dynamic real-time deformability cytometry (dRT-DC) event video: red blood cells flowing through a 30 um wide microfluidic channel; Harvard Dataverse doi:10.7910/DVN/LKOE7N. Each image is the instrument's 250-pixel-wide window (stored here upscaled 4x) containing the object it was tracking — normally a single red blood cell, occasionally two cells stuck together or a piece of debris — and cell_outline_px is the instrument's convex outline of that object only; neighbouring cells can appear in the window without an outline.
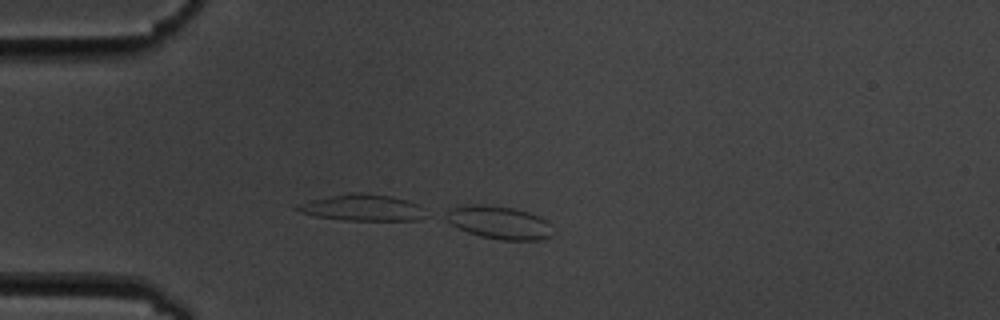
{"species": "common noctule bat (a hibernating species)", "species_latin": "Nyctalus noctula", "temperature_condition": "cold", "stored_images_in_passage": 3, "camera_frame_rate_fps": 3000, "um_per_image_px": 0.085, "animal": {"sex": "male", "body_mass_g": 19.5, "forearm_length_mm": 54.6}, "frame": {"image": 1, "passage_image": 1, "time_ms": 0.0, "image_size_px": [1000, 320], "cell_outline_px": [[552, 236], [540, 240], [500, 240], [480, 236], [468, 232], [452, 224], [440, 216], [448, 208], [464, 204], [484, 204], [512, 208], [528, 212], [540, 216], [548, 220], [552, 224]], "centroid_in_image_um": [42.39, 18.9], "position_along_channel_um": 42.6, "area_um2": 21.04}}
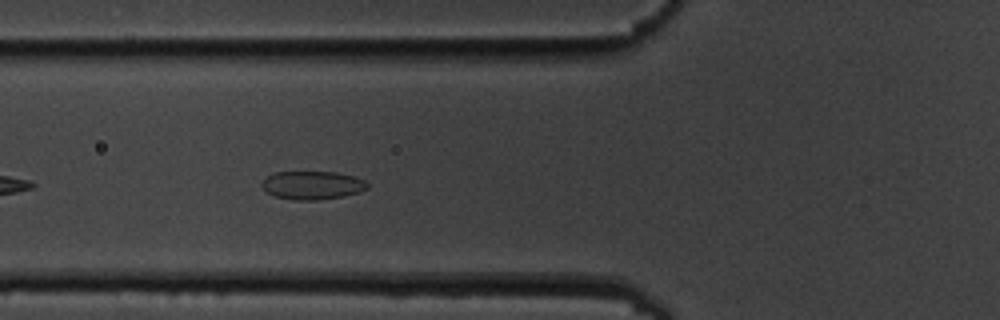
{"frame": {"image": 2, "passage_image": 3, "time_ms": 2.333, "image_size_px": [1000, 320], "cell_outline_px": [[368, 188], [360, 192], [344, 196], [316, 200], [296, 200], [276, 196], [268, 192], [260, 184], [268, 176], [276, 172], [336, 172], [352, 176], [364, 180], [368, 184]], "centroid_in_image_um": [26.58, 15.74], "position_along_channel_um": 99.2, "area_um2": 17.22}}